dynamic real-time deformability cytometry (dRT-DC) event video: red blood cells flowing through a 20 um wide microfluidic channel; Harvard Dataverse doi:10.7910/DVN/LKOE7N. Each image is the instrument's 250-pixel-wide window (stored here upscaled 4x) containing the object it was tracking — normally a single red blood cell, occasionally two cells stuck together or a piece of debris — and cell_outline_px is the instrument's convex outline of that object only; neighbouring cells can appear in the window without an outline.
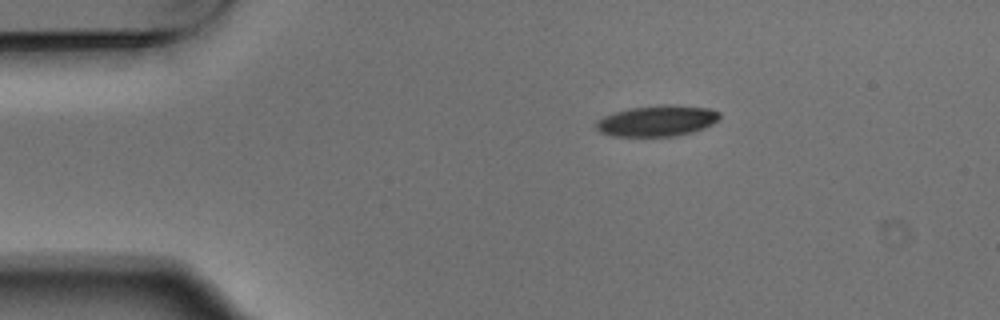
{"species": "Egyptian fruit bat (a non-hibernating species)", "species_latin": "Rousettus aegyptiacus", "temperature_condition": "warm", "stored_images_in_passage": 4, "camera_frame_rate_fps": 3000, "um_per_image_px": 0.085, "animal": {"sex": "male"}, "frame": {"image": 1, "passage_image": 1, "time_ms": 0.0, "image_size_px": [1000, 320], "cell_outline_px": [[720, 116], [716, 120], [692, 132], [672, 136], [612, 136], [600, 132], [596, 128], [596, 120], [604, 116], [616, 112], [632, 108], [660, 104], [672, 104], [708, 108], [720, 112]], "centroid_in_image_um": [55.8, 10.26], "position_along_channel_um": 29.2, "area_um2": 21.96}}
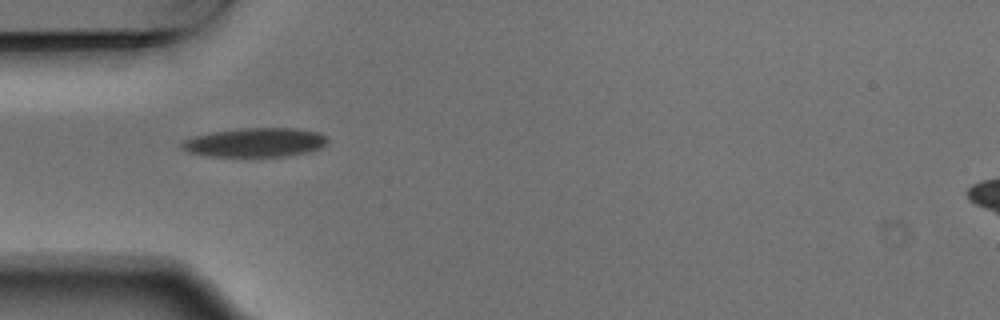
{"frame": {"image": 2, "passage_image": 3, "time_ms": 0.667, "image_size_px": [1000, 320], "cell_outline_px": [[324, 144], [320, 148], [288, 156], [208, 156], [188, 152], [180, 148], [180, 144], [184, 140], [192, 136], [208, 132], [240, 128], [296, 128], [316, 132], [324, 136]], "centroid_in_image_um": [21.57, 12.1], "position_along_channel_um": 63.4, "area_um2": 24.51}}
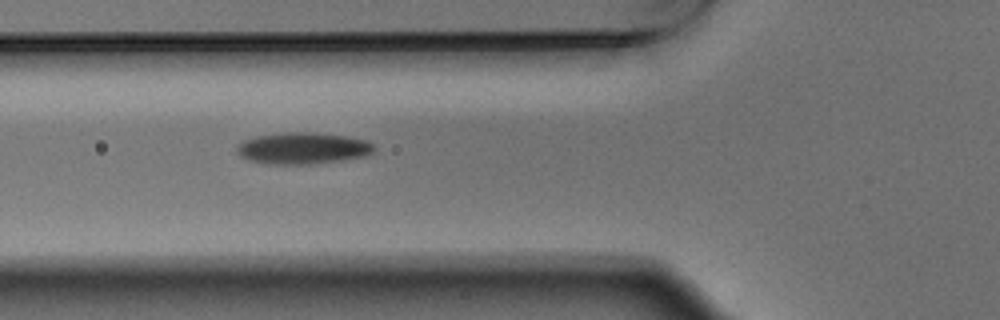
{"frame": {"image": 3, "passage_image": 4, "time_ms": 1.0, "image_size_px": [1000, 320], "cell_outline_px": [[376, 148], [368, 156], [340, 160], [308, 164], [268, 164], [248, 160], [240, 156], [236, 152], [236, 148], [244, 140], [256, 136], [284, 132], [312, 132], [344, 136], [364, 140], [372, 144]], "centroid_in_image_um": [25.71, 12.6], "position_along_channel_um": 100.1, "area_um2": 25.14}}